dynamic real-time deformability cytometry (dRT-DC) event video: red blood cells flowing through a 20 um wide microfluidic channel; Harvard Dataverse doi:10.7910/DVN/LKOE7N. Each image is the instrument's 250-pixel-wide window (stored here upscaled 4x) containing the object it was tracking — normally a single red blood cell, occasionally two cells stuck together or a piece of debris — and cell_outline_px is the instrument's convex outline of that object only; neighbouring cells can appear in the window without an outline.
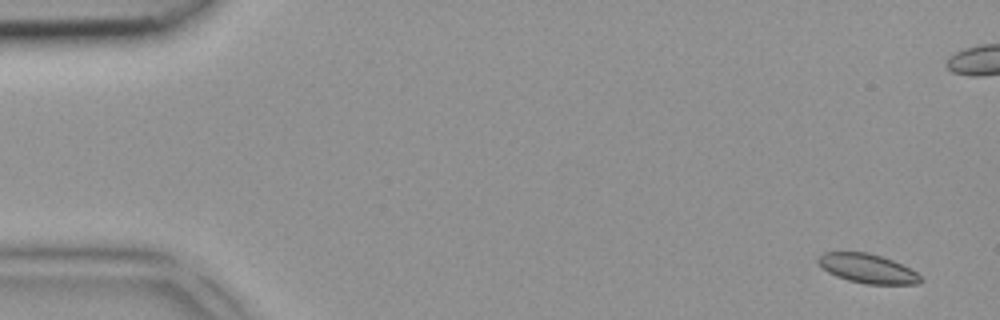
{"species": "common noctule bat (a hibernating species)", "species_latin": "Nyctalus noctula", "temperature_condition": "room temperature", "stored_images_in_passage": 5, "camera_frame_rate_fps": 3000, "um_per_image_px": 0.085, "animal": {"sex": "female", "body_mass_g": 18.4}, "frame": {"image": 1, "passage_image": 1, "time_ms": 0.0, "image_size_px": [1000, 320], "cell_outline_px": [[924, 280], [920, 284], [864, 284], [848, 280], [836, 276], [828, 272], [816, 260], [824, 252], [868, 252], [892, 260], [916, 272]], "centroid_in_image_um": [73.75, 22.83], "position_along_channel_um": 11.2, "area_um2": 17.28}}
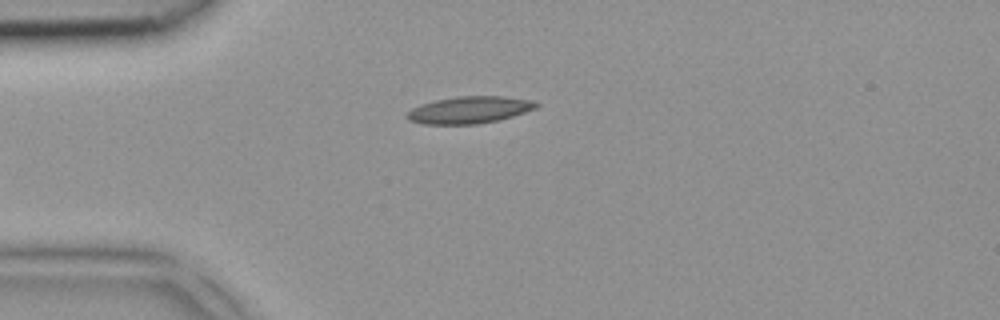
{"frame": {"image": 2, "passage_image": 5, "time_ms": 1.333, "image_size_px": [1000, 320], "cell_outline_px": [[540, 104], [536, 108], [500, 120], [476, 124], [424, 124], [408, 120], [404, 116], [412, 108], [420, 104], [436, 100], [456, 96], [504, 96], [528, 100]], "centroid_in_image_um": [39.86, 9.34], "position_along_channel_um": 45.1, "area_um2": 20.29}}